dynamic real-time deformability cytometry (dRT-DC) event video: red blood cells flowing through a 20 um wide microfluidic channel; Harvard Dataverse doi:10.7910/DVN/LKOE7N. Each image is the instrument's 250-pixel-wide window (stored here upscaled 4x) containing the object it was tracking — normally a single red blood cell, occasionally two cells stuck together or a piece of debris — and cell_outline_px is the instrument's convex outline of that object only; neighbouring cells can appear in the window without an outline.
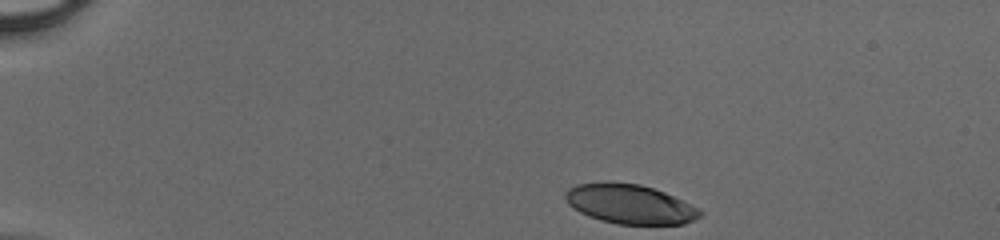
{"species": "human", "species_latin": "Homo sapiens", "temperature_condition": "cold", "stored_images_in_passage": 37, "camera_frame_rate_fps": 3000, "um_per_image_px": 0.085, "donor": {"sex": "male"}, "frame": {"image": 1, "passage_image": 1, "time_ms": 0.0, "image_size_px": [1000, 240], "cell_outline_px": [[704, 212], [700, 216], [684, 224], [616, 224], [600, 220], [588, 216], [572, 208], [568, 204], [564, 196], [564, 192], [568, 188], [576, 184], [608, 180], [640, 184], [664, 192], [700, 208]], "centroid_in_image_um": [53.49, 17.32], "position_along_channel_um": 31.5, "area_um2": 31.39}}
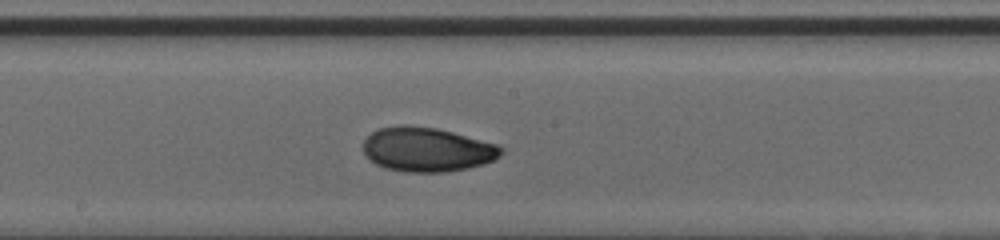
{"frame": {"image": 2, "passage_image": 20, "time_ms": 6.333, "image_size_px": [1000, 240], "cell_outline_px": [[504, 152], [500, 156], [484, 164], [468, 168], [444, 172], [408, 172], [388, 168], [376, 164], [364, 152], [364, 140], [376, 128], [396, 124], [408, 124], [436, 128], [500, 144], [504, 148]], "centroid_in_image_um": [36.33, 12.68], "position_along_channel_um": 211.9, "area_um2": 35.84}}
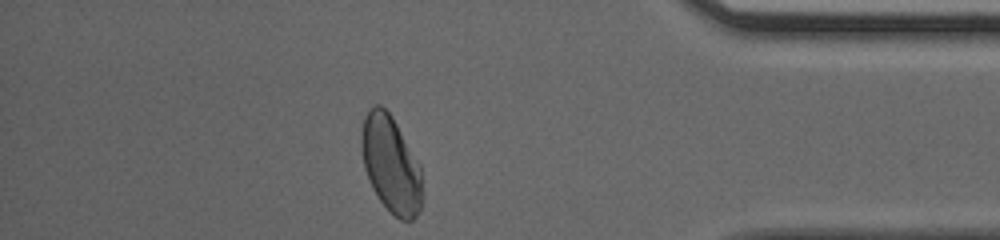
{"frame": {"image": 3, "passage_image": 35, "time_ms": 11.333, "image_size_px": [1000, 240], "cell_outline_px": [[424, 196], [420, 208], [416, 216], [412, 220], [400, 220], [380, 200], [372, 188], [364, 168], [360, 144], [360, 132], [364, 116], [376, 104], [380, 104], [392, 116], [420, 164]], "centroid_in_image_um": [33.23, 13.97], "position_along_channel_um": 402.0, "area_um2": 34.51}}